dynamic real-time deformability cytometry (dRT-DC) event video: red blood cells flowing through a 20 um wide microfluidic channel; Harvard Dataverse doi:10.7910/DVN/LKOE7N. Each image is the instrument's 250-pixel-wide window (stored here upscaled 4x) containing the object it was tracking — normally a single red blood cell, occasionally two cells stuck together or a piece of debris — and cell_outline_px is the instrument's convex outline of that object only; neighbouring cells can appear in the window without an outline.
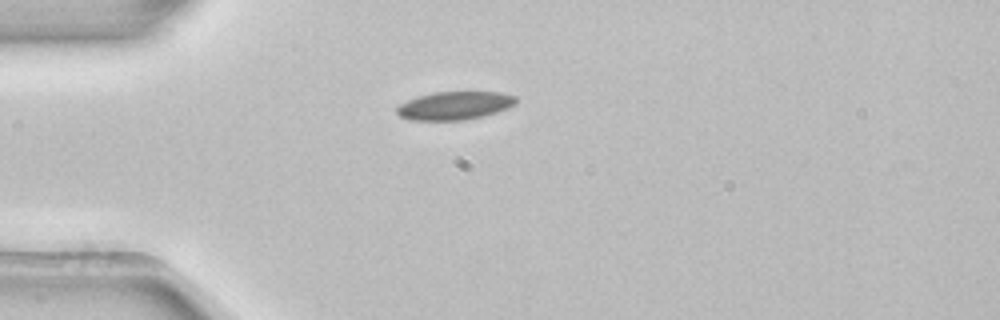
{"species": "common noctule bat (a hibernating species)", "species_latin": "Nyctalus noctula", "temperature_condition": "room temperature", "stored_images_in_passage": 1, "camera_frame_rate_fps": 3000, "um_per_image_px": 0.085, "animal": {"sex": "female", "body_mass_g": 22.7, "forearm_length_mm": 54.2}, "frame": {"image": 1, "passage_image": 1, "time_ms": 0.0, "image_size_px": [1000, 320], "cell_outline_px": [[516, 104], [508, 108], [484, 116], [464, 120], [408, 120], [400, 116], [396, 112], [396, 108], [400, 104], [408, 100], [420, 96], [436, 92], [500, 92], [516, 96]], "centroid_in_image_um": [38.66, 8.98], "position_along_channel_um": 46.3, "area_um2": 19.54}}